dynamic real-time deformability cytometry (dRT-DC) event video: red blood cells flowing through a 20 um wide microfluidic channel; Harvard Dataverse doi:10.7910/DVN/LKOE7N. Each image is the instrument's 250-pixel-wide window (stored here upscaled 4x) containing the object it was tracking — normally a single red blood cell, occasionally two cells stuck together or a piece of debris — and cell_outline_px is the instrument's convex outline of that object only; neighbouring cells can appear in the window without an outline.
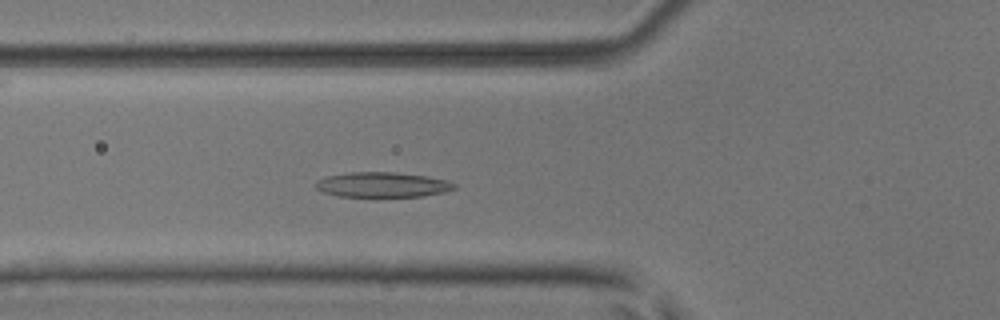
{"species": "common noctule bat (a hibernating species)", "species_latin": "Nyctalus noctula", "temperature_condition": "room temperature", "stored_images_in_passage": 50, "camera_frame_rate_fps": 3000, "um_per_image_px": 0.085, "animal": {"sex": "male", "body_mass_g": 17.9, "forearm_length_mm": 54.2}, "frame": {"image": 1, "passage_image": 17, "time_ms": 5.333, "image_size_px": [1000, 320], "cell_outline_px": [[456, 188], [444, 192], [424, 196], [336, 196], [320, 192], [312, 184], [316, 180], [328, 176], [348, 172], [396, 172], [428, 176], [448, 180], [456, 184]], "centroid_in_image_um": [32.47, 15.69], "position_along_channel_um": 93.3, "area_um2": 20.46}}
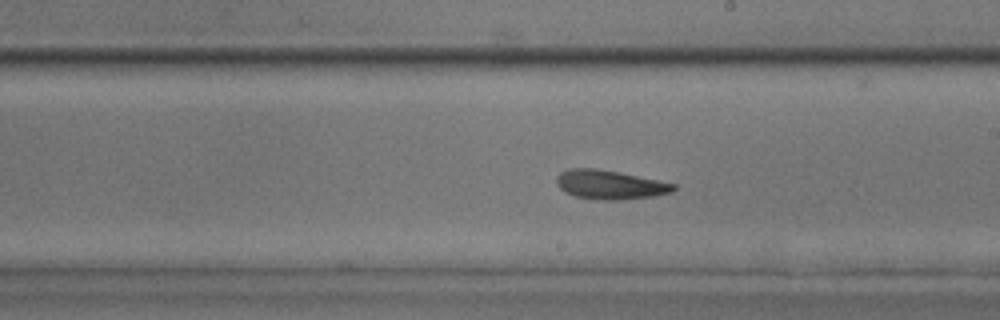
{"frame": {"image": 2, "passage_image": 28, "time_ms": 9.0, "image_size_px": [1000, 320], "cell_outline_px": [[676, 188], [672, 192], [652, 196], [620, 200], [604, 200], [576, 196], [560, 188], [556, 184], [556, 176], [560, 172], [568, 168], [596, 168], [676, 184]], "centroid_in_image_um": [51.81, 15.69], "position_along_channel_um": 237.2, "area_um2": 19.48}}
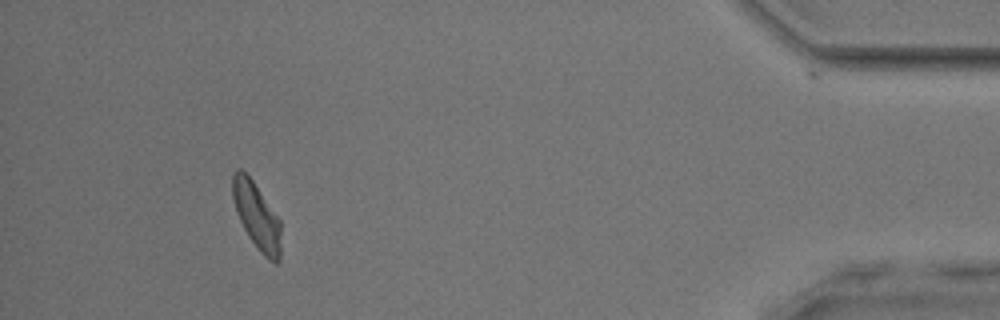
{"frame": {"image": 3, "passage_image": 46, "time_ms": 15.0, "image_size_px": [1000, 320], "cell_outline_px": [[280, 260], [276, 264], [268, 260], [260, 252], [248, 236], [236, 212], [232, 196], [232, 172], [236, 168], [240, 168], [252, 180], [280, 220]], "centroid_in_image_um": [21.8, 18.36], "position_along_channel_um": 413.4, "area_um2": 18.67}, "authors_computed_cell_mechanics": {"area_um2": 19.4497, "velocity_mm_per_s": 3.9381, "shape_relaxation_time_tau1_ms": 8.116, "shape_relaxation_time_tau2_ms": 4.3139, "deformation_change_tau1": 0.1775, "deformation_change_tau2": 0.126}}